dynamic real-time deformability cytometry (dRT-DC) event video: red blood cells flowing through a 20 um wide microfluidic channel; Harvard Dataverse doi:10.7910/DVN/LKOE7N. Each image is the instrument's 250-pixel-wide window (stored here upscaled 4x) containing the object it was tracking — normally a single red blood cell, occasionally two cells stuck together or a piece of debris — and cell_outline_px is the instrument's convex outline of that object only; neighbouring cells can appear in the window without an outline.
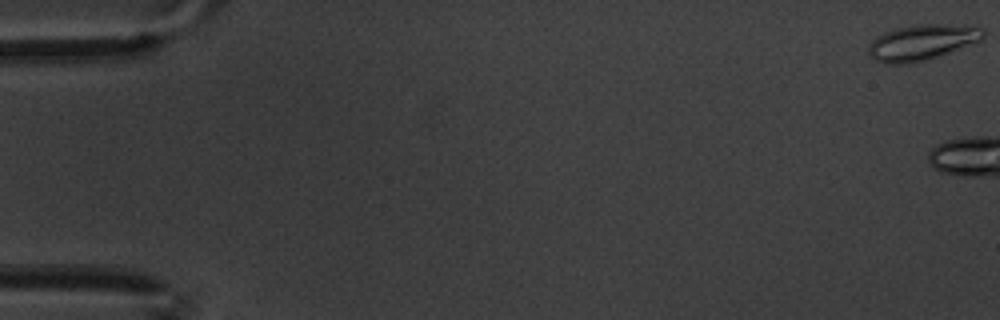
{"species": "common noctule bat (a hibernating species)", "species_latin": "Nyctalus noctula", "temperature_condition": "warm", "stored_images_in_passage": 4, "camera_frame_rate_fps": 3000, "um_per_image_px": 0.085, "animal": {"sex": "male", "body_mass_g": 20.1, "forearm_length_mm": 53.5}, "frame": {"image": 1, "passage_image": 1, "time_ms": 0.0, "image_size_px": [1000, 320], "cell_outline_px": [[984, 36], [980, 40], [936, 56], [924, 60], [908, 64], [888, 64], [876, 60], [868, 52], [868, 44], [872, 40], [896, 28], [916, 24], [964, 24], [984, 28]], "centroid_in_image_um": [78.37, 3.58], "position_along_channel_um": 6.6, "area_um2": 23.47}}